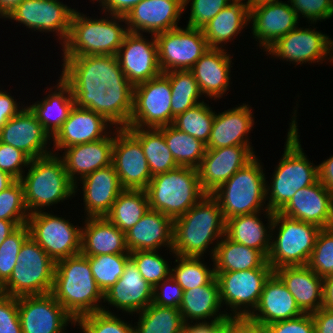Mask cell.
Returning a JSON list of instances; mask_svg holds the SVG:
<instances>
[{
    "mask_svg": "<svg viewBox=\"0 0 333 333\" xmlns=\"http://www.w3.org/2000/svg\"><path fill=\"white\" fill-rule=\"evenodd\" d=\"M59 75L72 90L74 103L104 116L116 128H127L134 86L115 55L62 57Z\"/></svg>",
    "mask_w": 333,
    "mask_h": 333,
    "instance_id": "6da1fadb",
    "label": "cell"
},
{
    "mask_svg": "<svg viewBox=\"0 0 333 333\" xmlns=\"http://www.w3.org/2000/svg\"><path fill=\"white\" fill-rule=\"evenodd\" d=\"M298 104L293 107L291 122L283 146V155L274 168L269 181L266 180V201L268 210L279 212L302 188L318 180V165L309 160L301 145L298 132Z\"/></svg>",
    "mask_w": 333,
    "mask_h": 333,
    "instance_id": "7a4b0ae2",
    "label": "cell"
},
{
    "mask_svg": "<svg viewBox=\"0 0 333 333\" xmlns=\"http://www.w3.org/2000/svg\"><path fill=\"white\" fill-rule=\"evenodd\" d=\"M225 225L218 201L211 194L205 195L188 212L173 220V253L204 257L208 252L212 259L225 235Z\"/></svg>",
    "mask_w": 333,
    "mask_h": 333,
    "instance_id": "3957f363",
    "label": "cell"
},
{
    "mask_svg": "<svg viewBox=\"0 0 333 333\" xmlns=\"http://www.w3.org/2000/svg\"><path fill=\"white\" fill-rule=\"evenodd\" d=\"M51 294L75 320L102 311L104 293L94 280L89 256L81 253L56 261Z\"/></svg>",
    "mask_w": 333,
    "mask_h": 333,
    "instance_id": "277c9868",
    "label": "cell"
},
{
    "mask_svg": "<svg viewBox=\"0 0 333 333\" xmlns=\"http://www.w3.org/2000/svg\"><path fill=\"white\" fill-rule=\"evenodd\" d=\"M102 16L89 17L75 9L66 43L60 48L63 51L61 57L116 56L128 33L126 19L108 13Z\"/></svg>",
    "mask_w": 333,
    "mask_h": 333,
    "instance_id": "5b68a950",
    "label": "cell"
},
{
    "mask_svg": "<svg viewBox=\"0 0 333 333\" xmlns=\"http://www.w3.org/2000/svg\"><path fill=\"white\" fill-rule=\"evenodd\" d=\"M20 181L24 188L25 205L30 214L48 211L50 206L76 196L75 184L70 180L58 154L31 159Z\"/></svg>",
    "mask_w": 333,
    "mask_h": 333,
    "instance_id": "8992f818",
    "label": "cell"
},
{
    "mask_svg": "<svg viewBox=\"0 0 333 333\" xmlns=\"http://www.w3.org/2000/svg\"><path fill=\"white\" fill-rule=\"evenodd\" d=\"M145 191L150 209L172 220L184 215L207 195L201 187L198 169L185 166L153 176Z\"/></svg>",
    "mask_w": 333,
    "mask_h": 333,
    "instance_id": "52a82bcc",
    "label": "cell"
},
{
    "mask_svg": "<svg viewBox=\"0 0 333 333\" xmlns=\"http://www.w3.org/2000/svg\"><path fill=\"white\" fill-rule=\"evenodd\" d=\"M260 161L262 159L257 155L211 194L218 201L225 221L235 216L268 210L267 175Z\"/></svg>",
    "mask_w": 333,
    "mask_h": 333,
    "instance_id": "ba28073f",
    "label": "cell"
},
{
    "mask_svg": "<svg viewBox=\"0 0 333 333\" xmlns=\"http://www.w3.org/2000/svg\"><path fill=\"white\" fill-rule=\"evenodd\" d=\"M321 229L274 212L271 247L267 256L273 271L284 266L307 265Z\"/></svg>",
    "mask_w": 333,
    "mask_h": 333,
    "instance_id": "9c48e42d",
    "label": "cell"
},
{
    "mask_svg": "<svg viewBox=\"0 0 333 333\" xmlns=\"http://www.w3.org/2000/svg\"><path fill=\"white\" fill-rule=\"evenodd\" d=\"M17 261L0 293L13 297L51 293L56 262L31 236L22 244Z\"/></svg>",
    "mask_w": 333,
    "mask_h": 333,
    "instance_id": "30bf717a",
    "label": "cell"
},
{
    "mask_svg": "<svg viewBox=\"0 0 333 333\" xmlns=\"http://www.w3.org/2000/svg\"><path fill=\"white\" fill-rule=\"evenodd\" d=\"M273 272L267 261L260 268L215 272L225 313L229 317L247 318L257 307L264 283Z\"/></svg>",
    "mask_w": 333,
    "mask_h": 333,
    "instance_id": "8fae6325",
    "label": "cell"
},
{
    "mask_svg": "<svg viewBox=\"0 0 333 333\" xmlns=\"http://www.w3.org/2000/svg\"><path fill=\"white\" fill-rule=\"evenodd\" d=\"M50 212L29 215L30 236L55 262L80 254L82 225H74L70 219L52 213V208Z\"/></svg>",
    "mask_w": 333,
    "mask_h": 333,
    "instance_id": "7c38bea8",
    "label": "cell"
},
{
    "mask_svg": "<svg viewBox=\"0 0 333 333\" xmlns=\"http://www.w3.org/2000/svg\"><path fill=\"white\" fill-rule=\"evenodd\" d=\"M316 23L297 27L276 40L264 52L273 59L298 65L331 63L332 38L318 31ZM312 26L313 29L310 27Z\"/></svg>",
    "mask_w": 333,
    "mask_h": 333,
    "instance_id": "4fadbf2b",
    "label": "cell"
},
{
    "mask_svg": "<svg viewBox=\"0 0 333 333\" xmlns=\"http://www.w3.org/2000/svg\"><path fill=\"white\" fill-rule=\"evenodd\" d=\"M76 8L60 0H23L5 18L4 21H16L26 29L36 32L53 33L61 45L66 43L72 14ZM6 19V20H5ZM59 37V38H58Z\"/></svg>",
    "mask_w": 333,
    "mask_h": 333,
    "instance_id": "5bb4252c",
    "label": "cell"
},
{
    "mask_svg": "<svg viewBox=\"0 0 333 333\" xmlns=\"http://www.w3.org/2000/svg\"><path fill=\"white\" fill-rule=\"evenodd\" d=\"M171 85L162 73L133 89V108L128 127L159 128L172 124Z\"/></svg>",
    "mask_w": 333,
    "mask_h": 333,
    "instance_id": "9a60e30c",
    "label": "cell"
},
{
    "mask_svg": "<svg viewBox=\"0 0 333 333\" xmlns=\"http://www.w3.org/2000/svg\"><path fill=\"white\" fill-rule=\"evenodd\" d=\"M162 73L190 70L209 49L202 29L178 27L155 35Z\"/></svg>",
    "mask_w": 333,
    "mask_h": 333,
    "instance_id": "2e32d148",
    "label": "cell"
},
{
    "mask_svg": "<svg viewBox=\"0 0 333 333\" xmlns=\"http://www.w3.org/2000/svg\"><path fill=\"white\" fill-rule=\"evenodd\" d=\"M17 301L23 333H65L76 323L51 293L20 296Z\"/></svg>",
    "mask_w": 333,
    "mask_h": 333,
    "instance_id": "e0dca14e",
    "label": "cell"
},
{
    "mask_svg": "<svg viewBox=\"0 0 333 333\" xmlns=\"http://www.w3.org/2000/svg\"><path fill=\"white\" fill-rule=\"evenodd\" d=\"M112 164L124 189L145 190L152 178L140 142L126 129H114Z\"/></svg>",
    "mask_w": 333,
    "mask_h": 333,
    "instance_id": "ac0fdd59",
    "label": "cell"
},
{
    "mask_svg": "<svg viewBox=\"0 0 333 333\" xmlns=\"http://www.w3.org/2000/svg\"><path fill=\"white\" fill-rule=\"evenodd\" d=\"M144 35L128 32L116 54L122 71L133 86L162 74L156 37Z\"/></svg>",
    "mask_w": 333,
    "mask_h": 333,
    "instance_id": "d6986e66",
    "label": "cell"
},
{
    "mask_svg": "<svg viewBox=\"0 0 333 333\" xmlns=\"http://www.w3.org/2000/svg\"><path fill=\"white\" fill-rule=\"evenodd\" d=\"M153 289L129 259L118 281L104 292L102 311L116 313L121 310L123 314L133 316L153 303ZM109 307L117 311L112 312Z\"/></svg>",
    "mask_w": 333,
    "mask_h": 333,
    "instance_id": "ffe728a7",
    "label": "cell"
},
{
    "mask_svg": "<svg viewBox=\"0 0 333 333\" xmlns=\"http://www.w3.org/2000/svg\"><path fill=\"white\" fill-rule=\"evenodd\" d=\"M254 146H230L207 149L198 169L203 191L212 194L239 169L245 167L257 155Z\"/></svg>",
    "mask_w": 333,
    "mask_h": 333,
    "instance_id": "44dd1931",
    "label": "cell"
},
{
    "mask_svg": "<svg viewBox=\"0 0 333 333\" xmlns=\"http://www.w3.org/2000/svg\"><path fill=\"white\" fill-rule=\"evenodd\" d=\"M0 142L22 150L31 159L52 154V138L26 106L0 129Z\"/></svg>",
    "mask_w": 333,
    "mask_h": 333,
    "instance_id": "7402d4cb",
    "label": "cell"
},
{
    "mask_svg": "<svg viewBox=\"0 0 333 333\" xmlns=\"http://www.w3.org/2000/svg\"><path fill=\"white\" fill-rule=\"evenodd\" d=\"M115 128L104 116L74 105L67 120L52 137V152L59 154L58 151L70 146L100 140Z\"/></svg>",
    "mask_w": 333,
    "mask_h": 333,
    "instance_id": "603a6c76",
    "label": "cell"
},
{
    "mask_svg": "<svg viewBox=\"0 0 333 333\" xmlns=\"http://www.w3.org/2000/svg\"><path fill=\"white\" fill-rule=\"evenodd\" d=\"M299 21L289 1L264 5L249 11L250 36L264 52L276 40L297 28Z\"/></svg>",
    "mask_w": 333,
    "mask_h": 333,
    "instance_id": "cb8c5ba5",
    "label": "cell"
},
{
    "mask_svg": "<svg viewBox=\"0 0 333 333\" xmlns=\"http://www.w3.org/2000/svg\"><path fill=\"white\" fill-rule=\"evenodd\" d=\"M183 14V0H142L125 19L128 32L157 35L180 27Z\"/></svg>",
    "mask_w": 333,
    "mask_h": 333,
    "instance_id": "d4e9b609",
    "label": "cell"
},
{
    "mask_svg": "<svg viewBox=\"0 0 333 333\" xmlns=\"http://www.w3.org/2000/svg\"><path fill=\"white\" fill-rule=\"evenodd\" d=\"M123 190L124 188L113 164L100 168L82 178L75 185V195L78 192L83 193V211L85 214L82 218L105 217Z\"/></svg>",
    "mask_w": 333,
    "mask_h": 333,
    "instance_id": "484cf974",
    "label": "cell"
},
{
    "mask_svg": "<svg viewBox=\"0 0 333 333\" xmlns=\"http://www.w3.org/2000/svg\"><path fill=\"white\" fill-rule=\"evenodd\" d=\"M279 213L320 228L333 227V195L317 180L299 189Z\"/></svg>",
    "mask_w": 333,
    "mask_h": 333,
    "instance_id": "4316f807",
    "label": "cell"
},
{
    "mask_svg": "<svg viewBox=\"0 0 333 333\" xmlns=\"http://www.w3.org/2000/svg\"><path fill=\"white\" fill-rule=\"evenodd\" d=\"M238 105L215 113L207 149L253 145L249 136L256 124L253 108L248 103Z\"/></svg>",
    "mask_w": 333,
    "mask_h": 333,
    "instance_id": "83f0119b",
    "label": "cell"
},
{
    "mask_svg": "<svg viewBox=\"0 0 333 333\" xmlns=\"http://www.w3.org/2000/svg\"><path fill=\"white\" fill-rule=\"evenodd\" d=\"M228 51L209 48L190 69L205 98L220 100L230 91L234 55Z\"/></svg>",
    "mask_w": 333,
    "mask_h": 333,
    "instance_id": "f1b7e54d",
    "label": "cell"
},
{
    "mask_svg": "<svg viewBox=\"0 0 333 333\" xmlns=\"http://www.w3.org/2000/svg\"><path fill=\"white\" fill-rule=\"evenodd\" d=\"M114 130L105 138L62 149V159L70 180L76 185L92 172L112 164ZM64 151V152H62Z\"/></svg>",
    "mask_w": 333,
    "mask_h": 333,
    "instance_id": "f546056e",
    "label": "cell"
},
{
    "mask_svg": "<svg viewBox=\"0 0 333 333\" xmlns=\"http://www.w3.org/2000/svg\"><path fill=\"white\" fill-rule=\"evenodd\" d=\"M304 314L283 281L273 272L265 281L259 302L247 319L266 326Z\"/></svg>",
    "mask_w": 333,
    "mask_h": 333,
    "instance_id": "4dcf8cb0",
    "label": "cell"
},
{
    "mask_svg": "<svg viewBox=\"0 0 333 333\" xmlns=\"http://www.w3.org/2000/svg\"><path fill=\"white\" fill-rule=\"evenodd\" d=\"M129 252L166 248L175 255L173 248V220L163 213L149 209L132 228L125 232ZM161 249V251H160ZM171 252V253H170Z\"/></svg>",
    "mask_w": 333,
    "mask_h": 333,
    "instance_id": "1f68e13d",
    "label": "cell"
},
{
    "mask_svg": "<svg viewBox=\"0 0 333 333\" xmlns=\"http://www.w3.org/2000/svg\"><path fill=\"white\" fill-rule=\"evenodd\" d=\"M295 298L303 313L312 314L322 307L323 278L307 265L284 266L274 270Z\"/></svg>",
    "mask_w": 333,
    "mask_h": 333,
    "instance_id": "d6a6232c",
    "label": "cell"
},
{
    "mask_svg": "<svg viewBox=\"0 0 333 333\" xmlns=\"http://www.w3.org/2000/svg\"><path fill=\"white\" fill-rule=\"evenodd\" d=\"M273 218L274 212L270 210L232 217L226 220L225 235L234 242L259 250L267 258Z\"/></svg>",
    "mask_w": 333,
    "mask_h": 333,
    "instance_id": "836d02e7",
    "label": "cell"
},
{
    "mask_svg": "<svg viewBox=\"0 0 333 333\" xmlns=\"http://www.w3.org/2000/svg\"><path fill=\"white\" fill-rule=\"evenodd\" d=\"M81 254L97 256L130 252L126 245L125 233L106 217H87L82 219Z\"/></svg>",
    "mask_w": 333,
    "mask_h": 333,
    "instance_id": "e575fe53",
    "label": "cell"
},
{
    "mask_svg": "<svg viewBox=\"0 0 333 333\" xmlns=\"http://www.w3.org/2000/svg\"><path fill=\"white\" fill-rule=\"evenodd\" d=\"M183 291L179 310L185 323L215 322L228 317L221 309L219 283L216 276L207 285Z\"/></svg>",
    "mask_w": 333,
    "mask_h": 333,
    "instance_id": "d590c367",
    "label": "cell"
},
{
    "mask_svg": "<svg viewBox=\"0 0 333 333\" xmlns=\"http://www.w3.org/2000/svg\"><path fill=\"white\" fill-rule=\"evenodd\" d=\"M247 26L249 27L247 4L244 0H233L209 21L202 31L209 48L228 49L227 44L232 41L234 43V39H237Z\"/></svg>",
    "mask_w": 333,
    "mask_h": 333,
    "instance_id": "8d00e7d4",
    "label": "cell"
},
{
    "mask_svg": "<svg viewBox=\"0 0 333 333\" xmlns=\"http://www.w3.org/2000/svg\"><path fill=\"white\" fill-rule=\"evenodd\" d=\"M55 84L46 88L48 93L43 98L28 105L51 138L67 120L75 105L71 87L60 76Z\"/></svg>",
    "mask_w": 333,
    "mask_h": 333,
    "instance_id": "74e56055",
    "label": "cell"
},
{
    "mask_svg": "<svg viewBox=\"0 0 333 333\" xmlns=\"http://www.w3.org/2000/svg\"><path fill=\"white\" fill-rule=\"evenodd\" d=\"M211 260L215 272H230L260 268L267 258L259 250L234 242L224 235Z\"/></svg>",
    "mask_w": 333,
    "mask_h": 333,
    "instance_id": "f35d334b",
    "label": "cell"
},
{
    "mask_svg": "<svg viewBox=\"0 0 333 333\" xmlns=\"http://www.w3.org/2000/svg\"><path fill=\"white\" fill-rule=\"evenodd\" d=\"M141 144L152 177L173 170L179 165L167 147L164 134L158 128H126Z\"/></svg>",
    "mask_w": 333,
    "mask_h": 333,
    "instance_id": "ab89813d",
    "label": "cell"
},
{
    "mask_svg": "<svg viewBox=\"0 0 333 333\" xmlns=\"http://www.w3.org/2000/svg\"><path fill=\"white\" fill-rule=\"evenodd\" d=\"M149 209L145 190L124 189L105 217L125 233L140 221Z\"/></svg>",
    "mask_w": 333,
    "mask_h": 333,
    "instance_id": "60d3db41",
    "label": "cell"
},
{
    "mask_svg": "<svg viewBox=\"0 0 333 333\" xmlns=\"http://www.w3.org/2000/svg\"><path fill=\"white\" fill-rule=\"evenodd\" d=\"M134 333H178L185 327L179 308L158 306L151 303L136 313Z\"/></svg>",
    "mask_w": 333,
    "mask_h": 333,
    "instance_id": "b9f144b4",
    "label": "cell"
},
{
    "mask_svg": "<svg viewBox=\"0 0 333 333\" xmlns=\"http://www.w3.org/2000/svg\"><path fill=\"white\" fill-rule=\"evenodd\" d=\"M179 166L198 168L206 153V144L178 130L172 124L158 128Z\"/></svg>",
    "mask_w": 333,
    "mask_h": 333,
    "instance_id": "7bdbcfd3",
    "label": "cell"
},
{
    "mask_svg": "<svg viewBox=\"0 0 333 333\" xmlns=\"http://www.w3.org/2000/svg\"><path fill=\"white\" fill-rule=\"evenodd\" d=\"M163 74L169 79L171 85V112L173 123L177 115L202 103L204 96L190 70H174Z\"/></svg>",
    "mask_w": 333,
    "mask_h": 333,
    "instance_id": "ee69618b",
    "label": "cell"
},
{
    "mask_svg": "<svg viewBox=\"0 0 333 333\" xmlns=\"http://www.w3.org/2000/svg\"><path fill=\"white\" fill-rule=\"evenodd\" d=\"M172 258L175 261L171 276L183 290L207 285L215 277L214 265H207L204 257L172 255Z\"/></svg>",
    "mask_w": 333,
    "mask_h": 333,
    "instance_id": "f6af8a7d",
    "label": "cell"
},
{
    "mask_svg": "<svg viewBox=\"0 0 333 333\" xmlns=\"http://www.w3.org/2000/svg\"><path fill=\"white\" fill-rule=\"evenodd\" d=\"M216 111L203 101L174 118L172 125L207 145Z\"/></svg>",
    "mask_w": 333,
    "mask_h": 333,
    "instance_id": "bcb514c9",
    "label": "cell"
},
{
    "mask_svg": "<svg viewBox=\"0 0 333 333\" xmlns=\"http://www.w3.org/2000/svg\"><path fill=\"white\" fill-rule=\"evenodd\" d=\"M129 259L130 254L89 256L94 280L103 293L118 281Z\"/></svg>",
    "mask_w": 333,
    "mask_h": 333,
    "instance_id": "7dc6e473",
    "label": "cell"
},
{
    "mask_svg": "<svg viewBox=\"0 0 333 333\" xmlns=\"http://www.w3.org/2000/svg\"><path fill=\"white\" fill-rule=\"evenodd\" d=\"M119 317L118 313L97 311L84 315L76 320L74 327L82 333H134V325L131 321Z\"/></svg>",
    "mask_w": 333,
    "mask_h": 333,
    "instance_id": "c3c4849f",
    "label": "cell"
},
{
    "mask_svg": "<svg viewBox=\"0 0 333 333\" xmlns=\"http://www.w3.org/2000/svg\"><path fill=\"white\" fill-rule=\"evenodd\" d=\"M158 250L132 251L130 259L135 263L142 277L153 287L171 276L169 259L163 258Z\"/></svg>",
    "mask_w": 333,
    "mask_h": 333,
    "instance_id": "681fc988",
    "label": "cell"
},
{
    "mask_svg": "<svg viewBox=\"0 0 333 333\" xmlns=\"http://www.w3.org/2000/svg\"><path fill=\"white\" fill-rule=\"evenodd\" d=\"M29 215L23 185L20 180H16L0 192V220L13 221L17 226H21L27 224Z\"/></svg>",
    "mask_w": 333,
    "mask_h": 333,
    "instance_id": "f907efd6",
    "label": "cell"
},
{
    "mask_svg": "<svg viewBox=\"0 0 333 333\" xmlns=\"http://www.w3.org/2000/svg\"><path fill=\"white\" fill-rule=\"evenodd\" d=\"M30 236L27 224L18 226L0 245V287L9 279L24 241Z\"/></svg>",
    "mask_w": 333,
    "mask_h": 333,
    "instance_id": "816d5d0a",
    "label": "cell"
},
{
    "mask_svg": "<svg viewBox=\"0 0 333 333\" xmlns=\"http://www.w3.org/2000/svg\"><path fill=\"white\" fill-rule=\"evenodd\" d=\"M307 266L322 278L333 272V227L320 230Z\"/></svg>",
    "mask_w": 333,
    "mask_h": 333,
    "instance_id": "f5cc1de1",
    "label": "cell"
},
{
    "mask_svg": "<svg viewBox=\"0 0 333 333\" xmlns=\"http://www.w3.org/2000/svg\"><path fill=\"white\" fill-rule=\"evenodd\" d=\"M232 1L233 0H183L184 13L187 7L191 6L186 26L202 29Z\"/></svg>",
    "mask_w": 333,
    "mask_h": 333,
    "instance_id": "db71d44e",
    "label": "cell"
},
{
    "mask_svg": "<svg viewBox=\"0 0 333 333\" xmlns=\"http://www.w3.org/2000/svg\"><path fill=\"white\" fill-rule=\"evenodd\" d=\"M299 19L309 23L323 22L333 17V0H288Z\"/></svg>",
    "mask_w": 333,
    "mask_h": 333,
    "instance_id": "11a10c76",
    "label": "cell"
},
{
    "mask_svg": "<svg viewBox=\"0 0 333 333\" xmlns=\"http://www.w3.org/2000/svg\"><path fill=\"white\" fill-rule=\"evenodd\" d=\"M31 158L22 150L0 142V170L20 180ZM25 169V170H24Z\"/></svg>",
    "mask_w": 333,
    "mask_h": 333,
    "instance_id": "9f6ffc18",
    "label": "cell"
},
{
    "mask_svg": "<svg viewBox=\"0 0 333 333\" xmlns=\"http://www.w3.org/2000/svg\"><path fill=\"white\" fill-rule=\"evenodd\" d=\"M0 333H23L17 297L0 293Z\"/></svg>",
    "mask_w": 333,
    "mask_h": 333,
    "instance_id": "6f0895ef",
    "label": "cell"
},
{
    "mask_svg": "<svg viewBox=\"0 0 333 333\" xmlns=\"http://www.w3.org/2000/svg\"><path fill=\"white\" fill-rule=\"evenodd\" d=\"M183 292L181 286L170 276L154 287L153 303L158 306L179 308Z\"/></svg>",
    "mask_w": 333,
    "mask_h": 333,
    "instance_id": "680465c9",
    "label": "cell"
},
{
    "mask_svg": "<svg viewBox=\"0 0 333 333\" xmlns=\"http://www.w3.org/2000/svg\"><path fill=\"white\" fill-rule=\"evenodd\" d=\"M265 327L268 333H315L312 315L308 313L293 319L278 321Z\"/></svg>",
    "mask_w": 333,
    "mask_h": 333,
    "instance_id": "91938a15",
    "label": "cell"
},
{
    "mask_svg": "<svg viewBox=\"0 0 333 333\" xmlns=\"http://www.w3.org/2000/svg\"><path fill=\"white\" fill-rule=\"evenodd\" d=\"M241 317H227L215 322H191L186 323L185 328L190 333H234L236 324Z\"/></svg>",
    "mask_w": 333,
    "mask_h": 333,
    "instance_id": "94428289",
    "label": "cell"
},
{
    "mask_svg": "<svg viewBox=\"0 0 333 333\" xmlns=\"http://www.w3.org/2000/svg\"><path fill=\"white\" fill-rule=\"evenodd\" d=\"M14 98L10 92L0 87V129L25 107V104Z\"/></svg>",
    "mask_w": 333,
    "mask_h": 333,
    "instance_id": "6125c7cd",
    "label": "cell"
},
{
    "mask_svg": "<svg viewBox=\"0 0 333 333\" xmlns=\"http://www.w3.org/2000/svg\"><path fill=\"white\" fill-rule=\"evenodd\" d=\"M93 1V2H92ZM96 1V2H95ZM142 0H90L92 4L99 3L100 13H108L117 16H126L129 11Z\"/></svg>",
    "mask_w": 333,
    "mask_h": 333,
    "instance_id": "be15d7a7",
    "label": "cell"
},
{
    "mask_svg": "<svg viewBox=\"0 0 333 333\" xmlns=\"http://www.w3.org/2000/svg\"><path fill=\"white\" fill-rule=\"evenodd\" d=\"M311 315L315 333H333V310L321 307Z\"/></svg>",
    "mask_w": 333,
    "mask_h": 333,
    "instance_id": "e7e4bbea",
    "label": "cell"
},
{
    "mask_svg": "<svg viewBox=\"0 0 333 333\" xmlns=\"http://www.w3.org/2000/svg\"><path fill=\"white\" fill-rule=\"evenodd\" d=\"M318 165V180L333 195V155Z\"/></svg>",
    "mask_w": 333,
    "mask_h": 333,
    "instance_id": "03108f58",
    "label": "cell"
},
{
    "mask_svg": "<svg viewBox=\"0 0 333 333\" xmlns=\"http://www.w3.org/2000/svg\"><path fill=\"white\" fill-rule=\"evenodd\" d=\"M234 333H268V331L265 326L253 323L247 318H242L236 324Z\"/></svg>",
    "mask_w": 333,
    "mask_h": 333,
    "instance_id": "003e7915",
    "label": "cell"
},
{
    "mask_svg": "<svg viewBox=\"0 0 333 333\" xmlns=\"http://www.w3.org/2000/svg\"><path fill=\"white\" fill-rule=\"evenodd\" d=\"M322 307L333 310V280H323Z\"/></svg>",
    "mask_w": 333,
    "mask_h": 333,
    "instance_id": "a7ac6f4b",
    "label": "cell"
},
{
    "mask_svg": "<svg viewBox=\"0 0 333 333\" xmlns=\"http://www.w3.org/2000/svg\"><path fill=\"white\" fill-rule=\"evenodd\" d=\"M17 227L13 221L0 220V245Z\"/></svg>",
    "mask_w": 333,
    "mask_h": 333,
    "instance_id": "89a4df30",
    "label": "cell"
},
{
    "mask_svg": "<svg viewBox=\"0 0 333 333\" xmlns=\"http://www.w3.org/2000/svg\"><path fill=\"white\" fill-rule=\"evenodd\" d=\"M23 0H0V18L4 19Z\"/></svg>",
    "mask_w": 333,
    "mask_h": 333,
    "instance_id": "2644e50d",
    "label": "cell"
},
{
    "mask_svg": "<svg viewBox=\"0 0 333 333\" xmlns=\"http://www.w3.org/2000/svg\"><path fill=\"white\" fill-rule=\"evenodd\" d=\"M16 179L7 172L0 170V192L11 186Z\"/></svg>",
    "mask_w": 333,
    "mask_h": 333,
    "instance_id": "8c879c8a",
    "label": "cell"
},
{
    "mask_svg": "<svg viewBox=\"0 0 333 333\" xmlns=\"http://www.w3.org/2000/svg\"><path fill=\"white\" fill-rule=\"evenodd\" d=\"M282 0H244V2L247 4L248 11H251L253 9H256L258 7L269 5L272 3H276Z\"/></svg>",
    "mask_w": 333,
    "mask_h": 333,
    "instance_id": "753ad0ef",
    "label": "cell"
},
{
    "mask_svg": "<svg viewBox=\"0 0 333 333\" xmlns=\"http://www.w3.org/2000/svg\"><path fill=\"white\" fill-rule=\"evenodd\" d=\"M323 280H333V272L329 276L324 277Z\"/></svg>",
    "mask_w": 333,
    "mask_h": 333,
    "instance_id": "34e18365",
    "label": "cell"
},
{
    "mask_svg": "<svg viewBox=\"0 0 333 333\" xmlns=\"http://www.w3.org/2000/svg\"><path fill=\"white\" fill-rule=\"evenodd\" d=\"M333 63V39H332V51H331V64L329 65H332Z\"/></svg>",
    "mask_w": 333,
    "mask_h": 333,
    "instance_id": "11e5206c",
    "label": "cell"
},
{
    "mask_svg": "<svg viewBox=\"0 0 333 333\" xmlns=\"http://www.w3.org/2000/svg\"><path fill=\"white\" fill-rule=\"evenodd\" d=\"M178 333H190L185 327L179 331Z\"/></svg>",
    "mask_w": 333,
    "mask_h": 333,
    "instance_id": "2a66077c",
    "label": "cell"
}]
</instances>
